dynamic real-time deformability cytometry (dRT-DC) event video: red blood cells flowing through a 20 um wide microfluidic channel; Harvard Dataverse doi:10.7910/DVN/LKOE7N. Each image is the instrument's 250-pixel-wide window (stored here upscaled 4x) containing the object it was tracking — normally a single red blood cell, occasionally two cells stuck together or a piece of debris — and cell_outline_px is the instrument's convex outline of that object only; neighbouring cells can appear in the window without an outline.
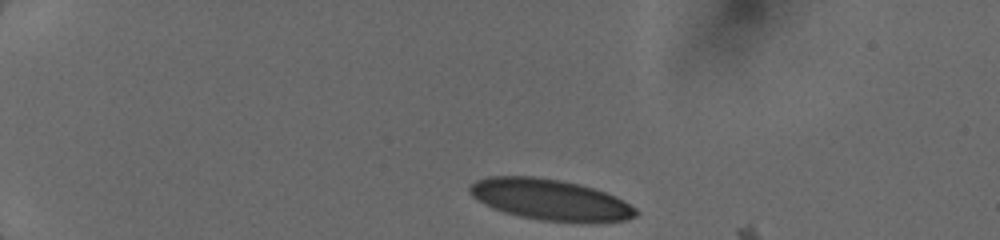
{"species": "human", "species_latin": "Homo sapiens", "temperature_condition": "cold", "stored_images_in_passage": 8, "camera_frame_rate_fps": 3000, "um_per_image_px": 0.085, "donor": {"sex": "female"}, "frame": {"image": 1, "passage_image": 1, "time_ms": 0.0, "image_size_px": [1000, 240], "cell_outline_px": [[640, 212], [636, 216], [628, 220], [544, 220], [520, 216], [504, 212], [492, 208], [484, 204], [472, 196], [468, 192], [468, 188], [476, 180], [488, 176], [536, 176], [560, 180], [580, 184], [616, 196], [624, 200], [636, 208]], "centroid_in_image_um": [46.72, 16.93], "position_along_channel_um": 38.3, "area_um2": 39.02}}